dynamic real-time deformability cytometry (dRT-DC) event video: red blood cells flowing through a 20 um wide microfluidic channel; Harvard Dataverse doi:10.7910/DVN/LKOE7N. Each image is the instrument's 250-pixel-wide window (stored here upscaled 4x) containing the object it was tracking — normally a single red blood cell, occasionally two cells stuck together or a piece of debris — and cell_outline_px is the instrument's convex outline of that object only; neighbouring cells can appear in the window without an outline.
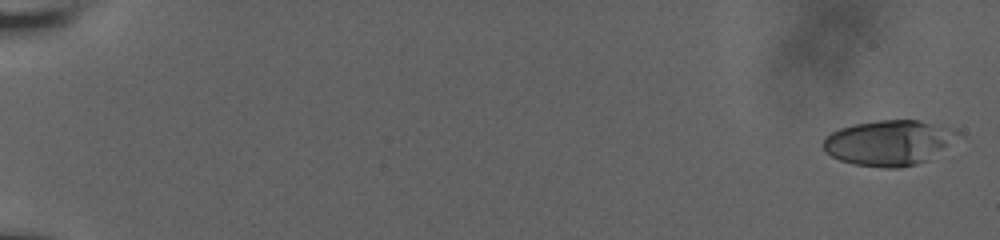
{"species": "human", "species_latin": "Homo sapiens", "temperature_condition": "room temperature", "stored_images_in_passage": 13, "camera_frame_rate_fps": 3000, "um_per_image_px": 0.085, "donor": {"sex": "male"}, "frame": {"image": 1, "passage_image": 1, "time_ms": 0.0, "image_size_px": [1000, 240], "cell_outline_px": [[964, 136], [928, 160], [916, 164], [900, 168], [884, 168], [856, 164], [840, 160], [824, 152], [824, 140], [832, 132], [840, 128], [856, 124], [880, 120], [920, 120], [960, 132]], "centroid_in_image_um": [75.61, 12.14], "position_along_channel_um": 9.4, "area_um2": 35.43}}
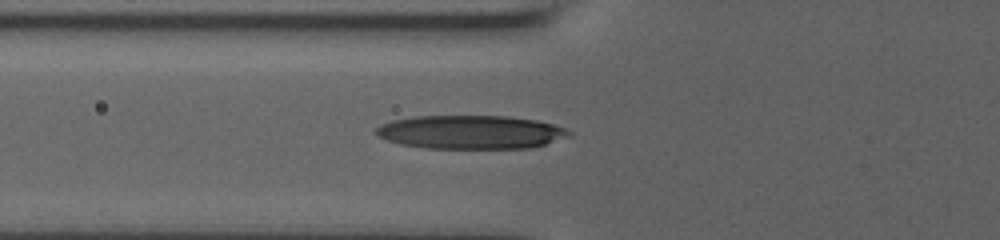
{"frame": {"image": 2, "passage_image": 11, "time_ms": 7.667, "image_size_px": [1000, 240], "cell_outline_px": [[572, 136], [532, 148], [424, 148], [400, 144], [376, 136], [376, 128], [380, 124], [392, 120], [416, 116], [508, 116], [536, 120], [552, 124], [564, 128], [572, 132]], "centroid_in_image_um": [40.02, 11.23], "position_along_channel_um": 85.8, "area_um2": 37.92}}
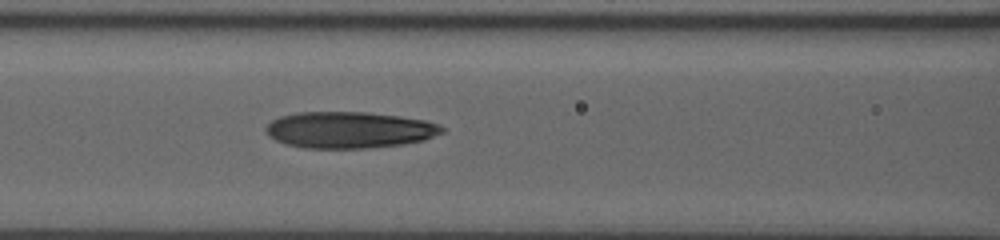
{"frame": {"image": 3, "passage_image": 13, "time_ms": 9.0, "image_size_px": [1000, 240], "cell_outline_px": [[444, 132], [424, 140], [404, 144], [368, 148], [304, 148], [284, 144], [276, 140], [264, 128], [272, 120], [280, 116], [296, 112], [364, 112], [400, 116], [424, 120], [440, 124], [444, 128]], "centroid_in_image_um": [29.71, 11.04], "position_along_channel_um": 136.9, "area_um2": 37.45}}